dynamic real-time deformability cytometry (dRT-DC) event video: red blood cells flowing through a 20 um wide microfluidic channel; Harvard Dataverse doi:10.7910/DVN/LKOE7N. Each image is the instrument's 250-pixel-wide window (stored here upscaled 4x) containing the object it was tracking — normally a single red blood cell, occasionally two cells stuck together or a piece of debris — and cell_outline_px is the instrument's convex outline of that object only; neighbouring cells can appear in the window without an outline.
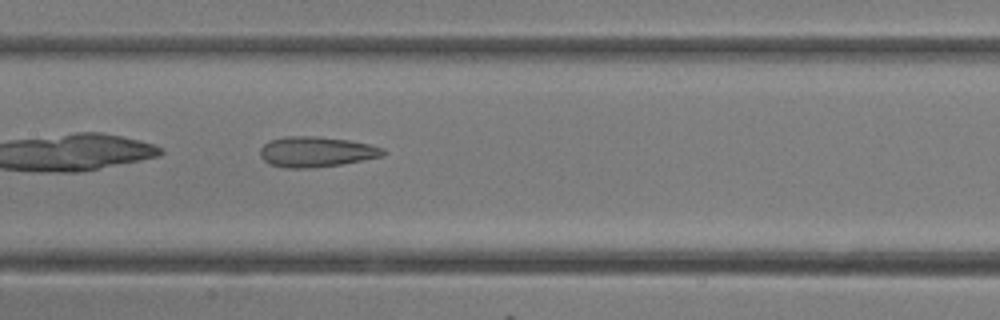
{"species": "common noctule bat (a hibernating species)", "species_latin": "Nyctalus noctula", "temperature_condition": "room temperature", "stored_images_in_passage": 14, "camera_frame_rate_fps": 3000, "um_per_image_px": 0.085, "animal": {"sex": "female"}, "frame": {"image": 1, "passage_image": 14, "time_ms": 4.333, "image_size_px": [1000, 320], "cell_outline_px": [[384, 156], [340, 164], [312, 168], [284, 168], [268, 164], [260, 156], [260, 148], [268, 140], [284, 136], [316, 136], [348, 140], [368, 144], [384, 148]], "centroid_in_image_um": [26.82, 12.9], "position_along_channel_um": 180.6, "area_um2": 21.85}}